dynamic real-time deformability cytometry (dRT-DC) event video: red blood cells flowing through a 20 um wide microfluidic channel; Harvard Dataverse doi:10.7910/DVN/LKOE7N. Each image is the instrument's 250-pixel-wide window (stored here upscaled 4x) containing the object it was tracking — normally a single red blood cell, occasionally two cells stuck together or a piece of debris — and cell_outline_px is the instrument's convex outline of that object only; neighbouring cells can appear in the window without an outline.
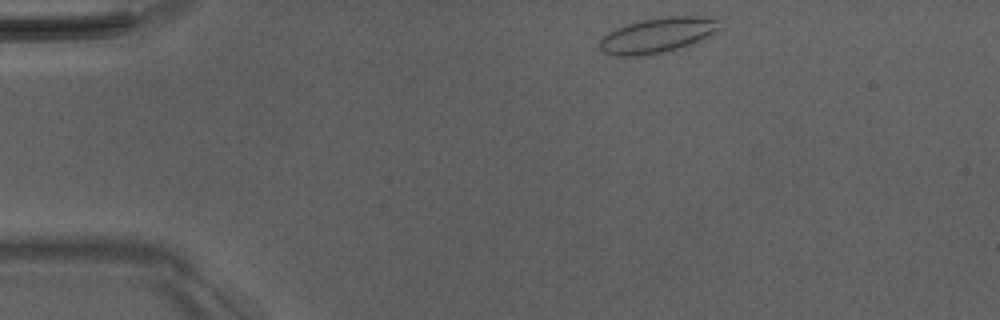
{"species": "Egyptian fruit bat (a non-hibernating species)", "species_latin": "Rousettus aegyptiacus", "temperature_condition": "room temperature", "stored_images_in_passage": 44, "camera_frame_rate_fps": 3000, "um_per_image_px": 0.085, "animal": {"sex": "male"}, "frame": {"image": 1, "passage_image": 2, "time_ms": 0.333, "image_size_px": [1000, 320], "cell_outline_px": [[720, 28], [704, 40], [680, 48], [644, 56], [616, 56], [604, 52], [600, 48], [600, 40], [608, 32], [616, 28], [640, 20], [668, 16], [700, 16], [716, 20]], "centroid_in_image_um": [55.88, 3.0], "position_along_channel_um": 29.1, "area_um2": 24.45}}
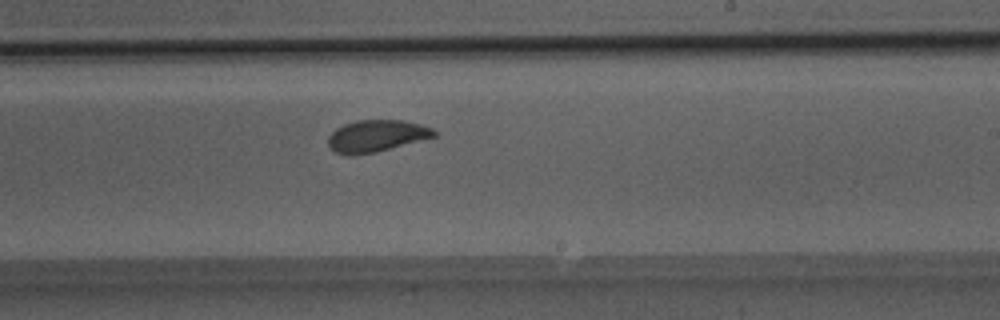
{"frame": {"image": 2, "passage_image": 24, "time_ms": 7.667, "image_size_px": [1000, 320], "cell_outline_px": [[440, 132], [436, 136], [376, 152], [352, 156], [348, 156], [336, 152], [328, 148], [328, 136], [336, 128], [344, 124], [356, 120], [404, 120], [420, 124], [432, 128]], "centroid_in_image_um": [31.98, 11.56], "position_along_channel_um": 257.0, "area_um2": 19.88}}
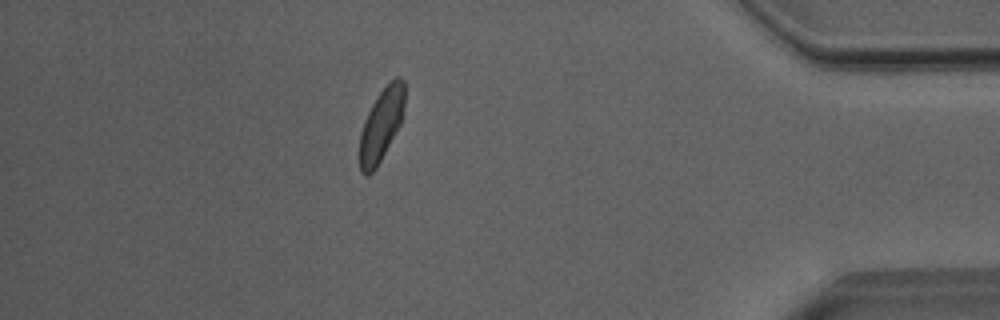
{"frame": {"image": 3, "passage_image": 38, "time_ms": 12.333, "image_size_px": [1000, 320], "cell_outline_px": [[404, 104], [400, 124], [376, 168], [368, 176], [364, 176], [360, 172], [360, 132], [364, 120], [372, 104], [380, 92], [396, 76], [400, 76], [404, 80]], "centroid_in_image_um": [32.39, 10.62], "position_along_channel_um": 402.8, "area_um2": 18.73}, "authors_computed_cell_mechanics": {"area_um2": 20.0855, "velocity_mm_per_s": 4.0124, "shape_relaxation_time_tau1_ms": 3.5165, "shape_relaxation_time_tau2_ms": 0.9399, "deformation_change_tau1": 0.1037, "deformation_change_tau2": 0.0377}}